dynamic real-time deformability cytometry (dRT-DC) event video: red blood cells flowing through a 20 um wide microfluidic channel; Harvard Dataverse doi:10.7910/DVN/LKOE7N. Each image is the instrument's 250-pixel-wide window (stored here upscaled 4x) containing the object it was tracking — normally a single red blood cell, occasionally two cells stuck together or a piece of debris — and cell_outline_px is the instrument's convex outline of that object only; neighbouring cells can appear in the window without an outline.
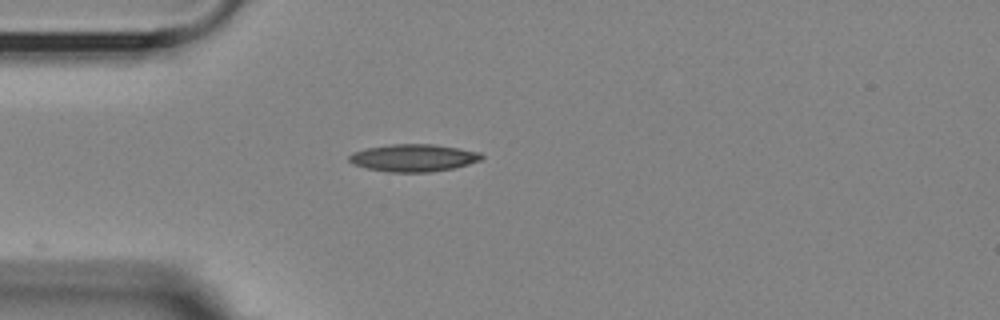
{"species": "Egyptian fruit bat (a non-hibernating species)", "species_latin": "Rousettus aegyptiacus", "temperature_condition": "room temperature", "stored_images_in_passage": 29, "camera_frame_rate_fps": 3000, "um_per_image_px": 0.085, "animal": {"sex": "female"}, "frame": {"image": 1, "passage_image": 1, "time_ms": 0.0, "image_size_px": [1000, 320], "cell_outline_px": [[484, 156], [480, 160], [468, 164], [452, 168], [432, 172], [384, 172], [364, 168], [352, 164], [348, 160], [348, 156], [352, 152], [368, 148], [392, 144], [432, 144], [460, 148], [480, 152]], "centroid_in_image_um": [35.11, 13.42], "position_along_channel_um": 49.9, "area_um2": 21.27}}
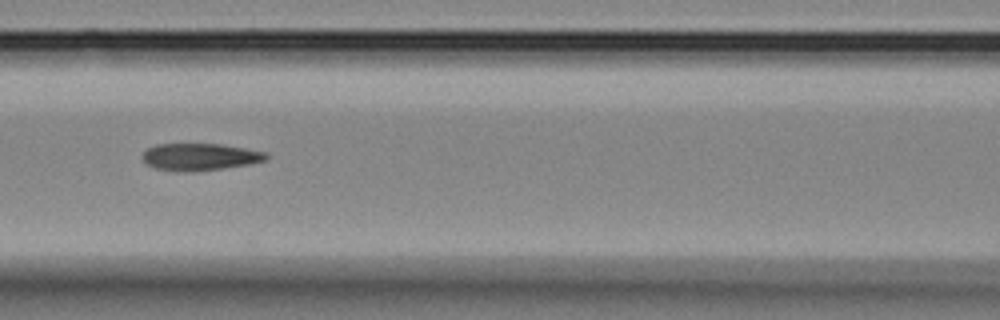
{"frame": {"image": 2, "passage_image": 10, "time_ms": 3.0, "image_size_px": [1000, 320], "cell_outline_px": [[268, 156], [264, 160], [248, 164], [224, 168], [192, 172], [176, 172], [156, 168], [144, 164], [140, 156], [148, 148], [156, 144], [220, 144], [268, 152]], "centroid_in_image_um": [16.93, 13.34], "position_along_channel_um": 149.7, "area_um2": 19.71}}
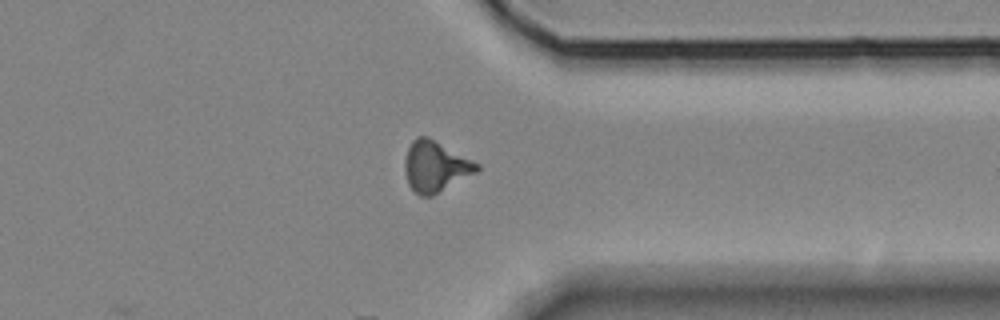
{"frame": {"image": 3, "passage_image": 29, "time_ms": 9.333, "image_size_px": [1000, 320], "cell_outline_px": [[480, 168], [476, 172], [432, 196], [420, 196], [408, 184], [404, 168], [404, 160], [408, 148], [412, 140], [416, 136], [428, 136], [480, 164]], "centroid_in_image_um": [36.99, 14.13], "position_along_channel_um": 374.4, "area_um2": 21.21}}